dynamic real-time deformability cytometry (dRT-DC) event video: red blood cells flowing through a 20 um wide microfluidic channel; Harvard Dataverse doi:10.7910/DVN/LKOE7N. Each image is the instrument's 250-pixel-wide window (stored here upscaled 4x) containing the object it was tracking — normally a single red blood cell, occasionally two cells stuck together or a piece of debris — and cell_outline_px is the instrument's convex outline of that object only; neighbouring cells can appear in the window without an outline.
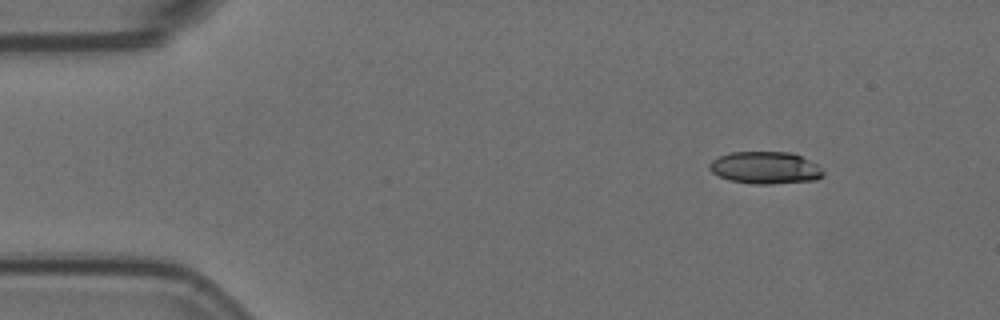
{"species": "Egyptian fruit bat (a non-hibernating species)", "species_latin": "Rousettus aegyptiacus", "temperature_condition": "room temperature", "stored_images_in_passage": 10, "camera_frame_rate_fps": 3000, "um_per_image_px": 0.085, "animal": {"sex": "female"}, "frame": {"image": 1, "passage_image": 1, "time_ms": 0.0, "image_size_px": [1000, 320], "cell_outline_px": [[824, 176], [816, 180], [768, 184], [752, 184], [728, 180], [712, 172], [708, 168], [708, 164], [712, 160], [720, 156], [732, 152], [788, 152], [800, 156], [816, 164], [824, 172]], "centroid_in_image_um": [65.03, 14.27], "position_along_channel_um": 20.0, "area_um2": 21.27}}